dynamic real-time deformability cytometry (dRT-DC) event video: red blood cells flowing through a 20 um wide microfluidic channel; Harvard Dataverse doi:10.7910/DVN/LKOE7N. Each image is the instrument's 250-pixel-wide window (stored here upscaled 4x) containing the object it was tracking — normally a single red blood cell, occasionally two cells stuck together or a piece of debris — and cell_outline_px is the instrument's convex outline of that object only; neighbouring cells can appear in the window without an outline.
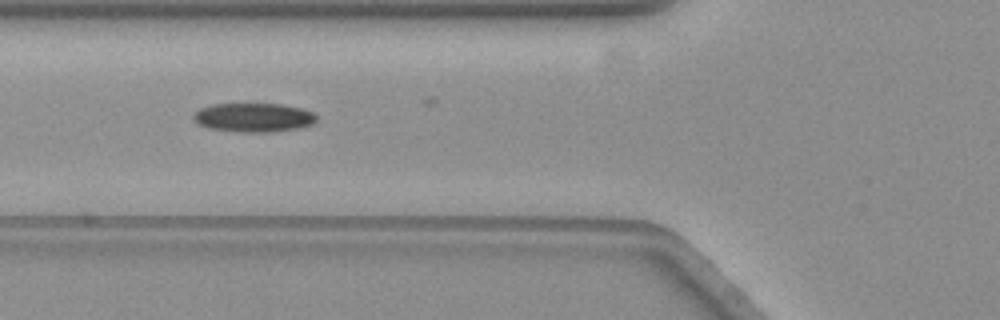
{"species": "common noctule bat (a hibernating species)", "species_latin": "Nyctalus noctula", "temperature_condition": "warm", "stored_images_in_passage": 14, "camera_frame_rate_fps": 3000, "um_per_image_px": 0.085, "animal": {"sex": "female", "body_mass_g": 19.3, "forearm_length_mm": 54.1}, "frame": {"image": 1, "passage_image": 4, "time_ms": 1.0, "image_size_px": [1000, 320], "cell_outline_px": [[316, 120], [312, 124], [296, 128], [268, 132], [240, 132], [208, 128], [196, 124], [192, 116], [200, 108], [212, 104], [280, 104], [300, 108], [312, 112], [316, 116]], "centroid_in_image_um": [21.5, 9.99], "position_along_channel_um": 104.3, "area_um2": 20.63}}